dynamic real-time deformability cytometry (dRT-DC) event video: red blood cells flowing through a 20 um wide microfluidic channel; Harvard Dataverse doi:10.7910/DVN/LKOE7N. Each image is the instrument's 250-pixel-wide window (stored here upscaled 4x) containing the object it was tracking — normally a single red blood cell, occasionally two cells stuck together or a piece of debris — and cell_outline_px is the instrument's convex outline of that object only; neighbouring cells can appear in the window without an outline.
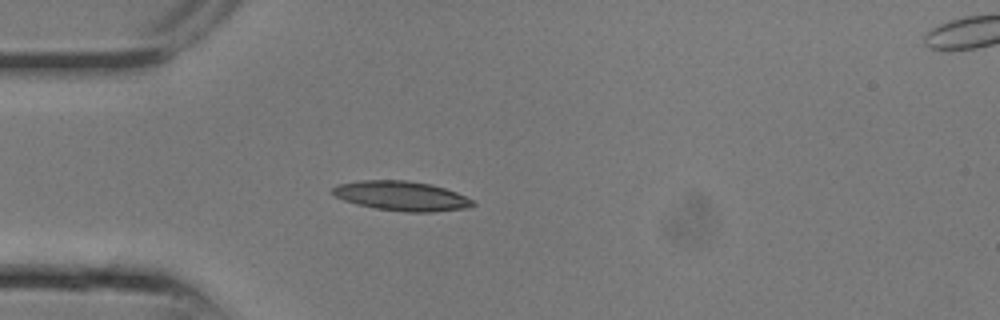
{"species": "common noctule bat (a hibernating species)", "species_latin": "Nyctalus noctula", "temperature_condition": "room temperature", "stored_images_in_passage": 7, "camera_frame_rate_fps": 3000, "um_per_image_px": 0.085, "animal": {"sex": "male", "body_mass_g": 13.3}, "frame": {"image": 1, "passage_image": 5, "time_ms": 1.333, "image_size_px": [1000, 320], "cell_outline_px": [[476, 204], [468, 208], [432, 212], [404, 212], [376, 208], [356, 204], [344, 200], [328, 192], [336, 184], [360, 180], [408, 180], [432, 184], [456, 192], [476, 200]], "centroid_in_image_um": [34.13, 16.65], "position_along_channel_um": 50.9, "area_um2": 24.51}}
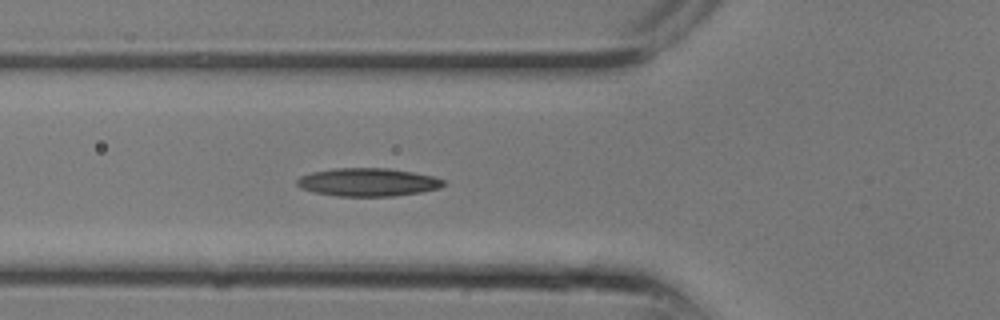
{"frame": {"image": 2, "passage_image": 7, "time_ms": 2.0, "image_size_px": [1000, 320], "cell_outline_px": [[444, 184], [440, 188], [420, 192], [396, 196], [336, 196], [316, 192], [300, 188], [296, 184], [296, 180], [300, 176], [312, 172], [336, 168], [388, 168], [412, 172], [432, 176], [444, 180]], "centroid_in_image_um": [31.25, 15.48], "position_along_channel_um": 94.5, "area_um2": 23.93}}